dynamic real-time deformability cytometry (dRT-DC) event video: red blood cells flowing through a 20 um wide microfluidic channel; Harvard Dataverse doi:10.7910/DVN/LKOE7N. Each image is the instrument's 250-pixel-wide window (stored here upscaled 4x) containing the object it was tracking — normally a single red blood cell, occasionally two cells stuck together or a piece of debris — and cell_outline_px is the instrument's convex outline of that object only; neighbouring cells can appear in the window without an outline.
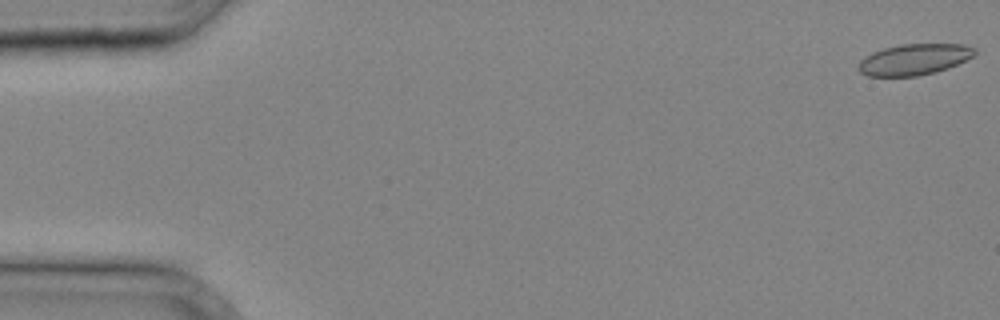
{"species": "common noctule bat (a hibernating species)", "species_latin": "Nyctalus noctula", "temperature_condition": "cold", "stored_images_in_passage": 9, "camera_frame_rate_fps": 3000, "um_per_image_px": 0.085, "animal": {"sex": "male", "body_mass_g": 20.4}, "frame": {"image": 1, "passage_image": 1, "time_ms": 0.0, "image_size_px": [1000, 320], "cell_outline_px": [[976, 52], [972, 56], [948, 68], [936, 72], [916, 76], [868, 76], [860, 72], [856, 68], [860, 60], [872, 52], [884, 48], [900, 44], [964, 44], [976, 48]], "centroid_in_image_um": [77.67, 5.05], "position_along_channel_um": 7.3, "area_um2": 21.04}}